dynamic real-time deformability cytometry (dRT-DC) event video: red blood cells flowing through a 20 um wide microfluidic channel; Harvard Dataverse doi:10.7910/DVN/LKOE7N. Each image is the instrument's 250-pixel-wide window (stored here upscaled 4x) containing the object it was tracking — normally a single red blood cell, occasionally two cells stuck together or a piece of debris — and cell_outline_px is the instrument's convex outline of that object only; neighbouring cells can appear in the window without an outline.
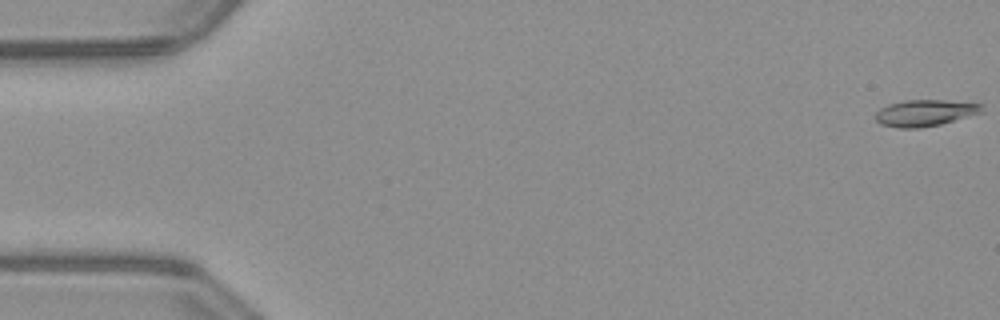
{"species": "common noctule bat (a hibernating species)", "species_latin": "Nyctalus noctula", "temperature_condition": "warm", "stored_images_in_passage": 52, "camera_frame_rate_fps": 3000, "um_per_image_px": 0.085, "animal": {"sex": "male", "body_mass_g": 23.1, "forearm_length_mm": 52.7}, "frame": {"image": 1, "passage_image": 1, "time_ms": 0.0, "image_size_px": [1000, 320], "cell_outline_px": [[984, 112], [940, 124], [920, 128], [900, 128], [880, 124], [876, 120], [876, 112], [880, 108], [888, 104], [904, 100], [944, 100], [984, 104]], "centroid_in_image_um": [78.64, 9.59], "position_along_channel_um": 6.4, "area_um2": 16.47}}
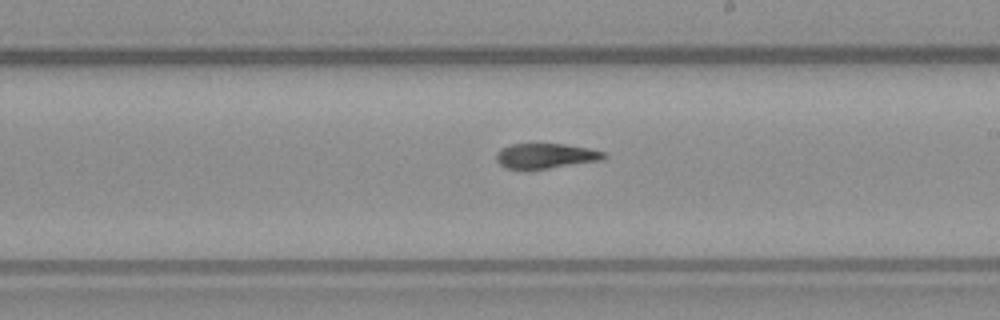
{"frame": {"image": 2, "passage_image": 30, "time_ms": 9.667, "image_size_px": [1000, 320], "cell_outline_px": [[608, 156], [600, 160], [548, 168], [504, 168], [496, 160], [496, 152], [500, 148], [512, 144], [564, 144], [588, 148], [604, 152]], "centroid_in_image_um": [46.35, 13.23], "position_along_channel_um": 242.6, "area_um2": 15.43}}
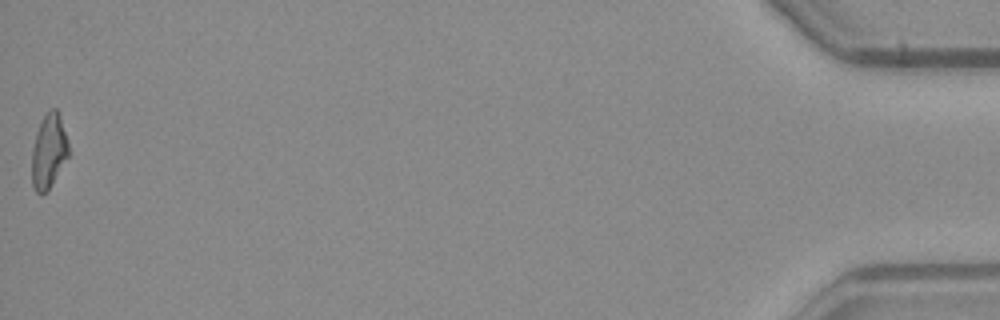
{"frame": {"image": 3, "passage_image": 52, "time_ms": 17.0, "image_size_px": [1000, 320], "cell_outline_px": [[68, 156], [48, 188], [40, 196], [36, 192], [32, 184], [32, 148], [36, 132], [48, 108], [56, 108], [60, 112], [68, 140]], "centroid_in_image_um": [4.14, 12.78], "position_along_channel_um": 431.1, "area_um2": 15.84}, "authors_computed_cell_mechanics": {"area_um2": 16.473, "velocity_mm_per_s": 4.0369, "shape_relaxation_time_tau1_ms": null, "shape_relaxation_time_tau2_ms": 4.8829, "deformation_change_tau1": null, "deformation_change_tau2": 0.1324}}